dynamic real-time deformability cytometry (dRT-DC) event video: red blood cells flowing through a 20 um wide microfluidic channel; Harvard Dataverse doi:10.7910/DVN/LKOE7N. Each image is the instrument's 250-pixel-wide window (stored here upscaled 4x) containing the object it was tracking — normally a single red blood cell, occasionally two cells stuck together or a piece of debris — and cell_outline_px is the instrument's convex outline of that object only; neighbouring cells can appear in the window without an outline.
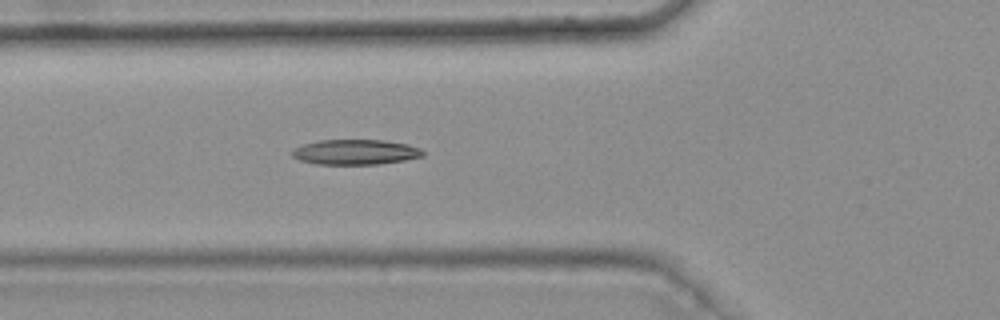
{"species": "common noctule bat (a hibernating species)", "species_latin": "Nyctalus noctula", "temperature_condition": "warm", "stored_images_in_passage": 6, "camera_frame_rate_fps": 3000, "um_per_image_px": 0.085, "animal": {"sex": "female", "body_mass_g": 25.1}, "frame": {"image": 1, "passage_image": 6, "time_ms": 1.667, "image_size_px": [1000, 320], "cell_outline_px": [[424, 156], [404, 160], [376, 164], [316, 164], [300, 160], [292, 156], [292, 148], [304, 144], [320, 140], [384, 140], [408, 144], [420, 148], [424, 152]], "centroid_in_image_um": [30.21, 12.92], "position_along_channel_um": 95.6, "area_um2": 19.13}}